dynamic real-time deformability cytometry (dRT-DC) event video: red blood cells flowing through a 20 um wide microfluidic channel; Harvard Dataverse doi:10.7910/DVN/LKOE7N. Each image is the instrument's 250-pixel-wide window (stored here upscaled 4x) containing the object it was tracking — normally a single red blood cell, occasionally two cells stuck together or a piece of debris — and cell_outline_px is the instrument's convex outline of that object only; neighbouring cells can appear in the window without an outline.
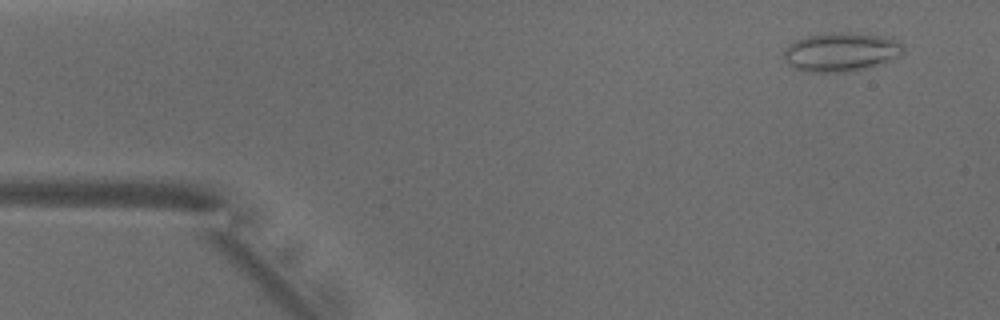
{"species": "common noctule bat (a hibernating species)", "species_latin": "Nyctalus noctula", "temperature_condition": "warm", "stored_images_in_passage": 39, "camera_frame_rate_fps": 3000, "um_per_image_px": 0.085, "animal": {"sex": "male", "body_mass_g": 18.8}, "frame": {"image": 1, "passage_image": 3, "time_ms": 0.667, "image_size_px": [1000, 320], "cell_outline_px": [[904, 52], [900, 56], [880, 64], [848, 72], [804, 72], [792, 68], [784, 60], [784, 48], [796, 40], [804, 36], [832, 32], [848, 32], [880, 36], [892, 40], [900, 44], [904, 48]], "centroid_in_image_um": [71.41, 4.43], "position_along_channel_um": 13.6, "area_um2": 27.11}}
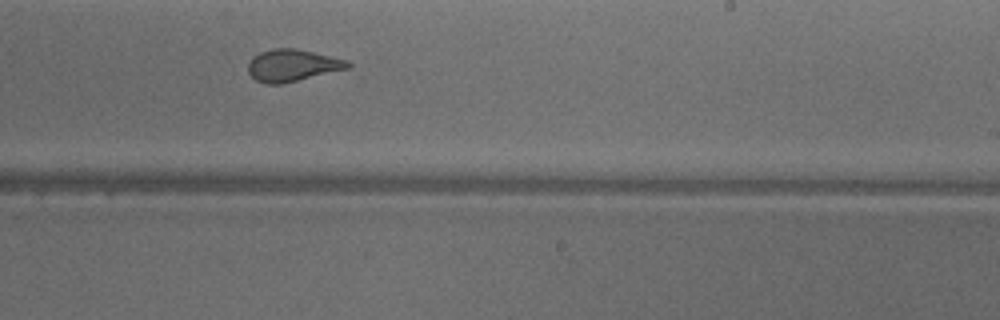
{"frame": {"image": 2, "passage_image": 29, "time_ms": 9.333, "image_size_px": [1000, 320], "cell_outline_px": [[352, 68], [280, 84], [264, 84], [256, 80], [248, 72], [248, 64], [252, 56], [260, 52], [272, 48], [296, 48], [348, 60], [352, 64]], "centroid_in_image_um": [24.87, 5.55], "position_along_channel_um": 264.1, "area_um2": 18.79}}
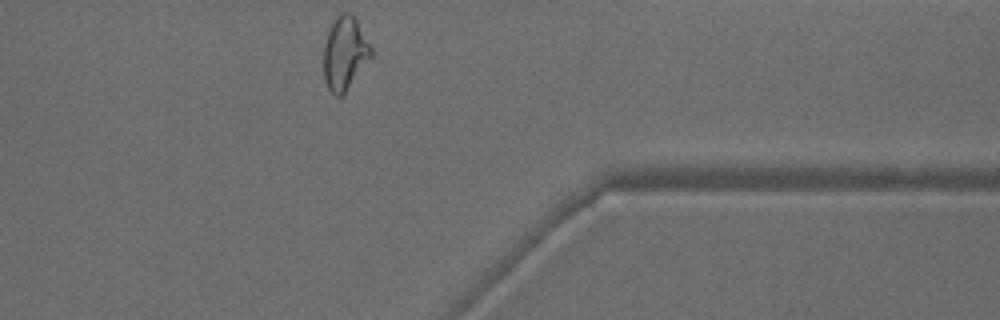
{"frame": {"image": 3, "passage_image": 39, "time_ms": 12.667, "image_size_px": [1000, 320], "cell_outline_px": [[372, 56], [344, 92], [340, 96], [336, 96], [328, 88], [324, 80], [324, 44], [328, 24], [340, 12], [348, 12], [356, 20], [372, 48]], "centroid_in_image_um": [29.27, 4.47], "position_along_channel_um": 382.1, "area_um2": 20.11}, "authors_computed_cell_mechanics": {"area_um2": 19.5364, "velocity_mm_per_s": 3.9793, "shape_relaxation_time_tau1_ms": null, "shape_relaxation_time_tau2_ms": 0.7489, "deformation_change_tau1": null, "deformation_change_tau2": 0.0787}}